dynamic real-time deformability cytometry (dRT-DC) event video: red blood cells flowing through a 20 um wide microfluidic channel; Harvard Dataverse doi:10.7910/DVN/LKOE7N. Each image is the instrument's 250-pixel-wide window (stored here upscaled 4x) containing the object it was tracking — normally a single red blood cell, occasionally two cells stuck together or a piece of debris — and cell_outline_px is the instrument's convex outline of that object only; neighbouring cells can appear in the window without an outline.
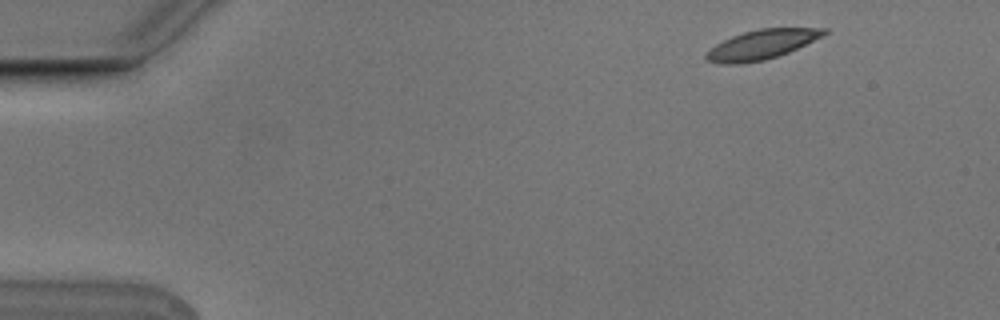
{"species": "Egyptian fruit bat (a non-hibernating species)", "species_latin": "Rousettus aegyptiacus", "temperature_condition": "cold", "stored_images_in_passage": 4, "camera_frame_rate_fps": 3000, "um_per_image_px": 0.085, "animal": {"sex": "male"}, "frame": {"image": 1, "passage_image": 1, "time_ms": 0.0, "image_size_px": [1000, 320], "cell_outline_px": [[828, 32], [824, 36], [788, 52], [764, 60], [740, 64], [720, 64], [708, 60], [704, 56], [716, 44], [732, 36], [744, 32], [760, 28], [828, 28]], "centroid_in_image_um": [64.77, 3.78], "position_along_channel_um": 20.2, "area_um2": 20.06}}
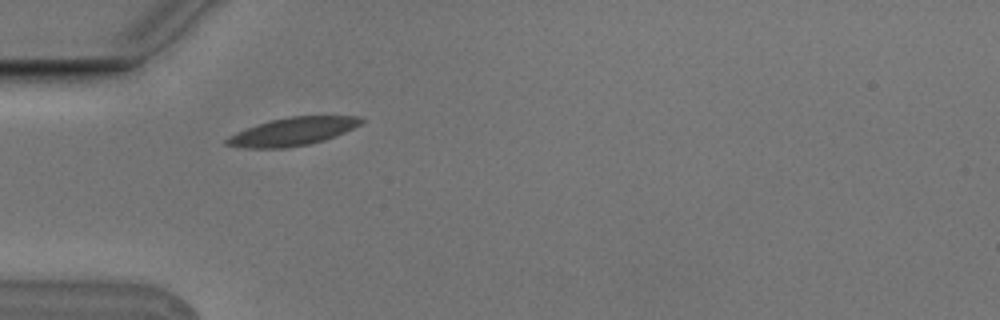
{"frame": {"image": 2, "passage_image": 4, "time_ms": 1.0, "image_size_px": [1000, 320], "cell_outline_px": [[364, 120], [360, 124], [344, 132], [324, 140], [308, 144], [284, 148], [248, 148], [224, 144], [224, 140], [228, 136], [236, 132], [272, 120], [288, 116], [360, 116]], "centroid_in_image_um": [24.86, 11.18], "position_along_channel_um": 60.1, "area_um2": 21.62}}